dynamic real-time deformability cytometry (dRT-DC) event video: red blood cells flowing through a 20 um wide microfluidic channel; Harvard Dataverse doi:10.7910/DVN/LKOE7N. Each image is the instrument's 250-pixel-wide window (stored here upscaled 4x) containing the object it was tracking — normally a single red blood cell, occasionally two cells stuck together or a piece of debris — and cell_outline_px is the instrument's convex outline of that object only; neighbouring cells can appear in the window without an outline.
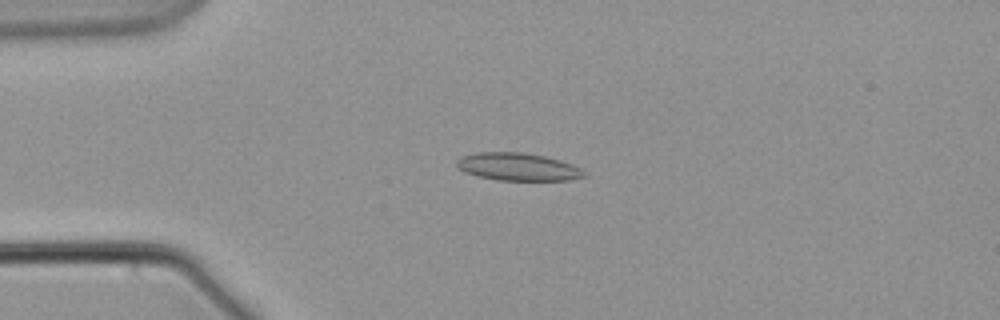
{"species": "common noctule bat (a hibernating species)", "species_latin": "Nyctalus noctula", "temperature_condition": "warm", "stored_images_in_passage": 57, "camera_frame_rate_fps": 3000, "um_per_image_px": 0.085, "animal": {"sex": "male", "body_mass_g": 21.5, "forearm_length_mm": 52.0}, "frame": {"image": 1, "passage_image": 14, "time_ms": 4.333, "image_size_px": [1000, 320], "cell_outline_px": [[588, 176], [568, 180], [496, 180], [476, 176], [464, 172], [456, 168], [456, 160], [460, 156], [476, 152], [524, 152], [544, 156], [560, 160], [572, 164], [588, 172]], "centroid_in_image_um": [44.0, 14.18], "position_along_channel_um": 41.0, "area_um2": 20.92}}
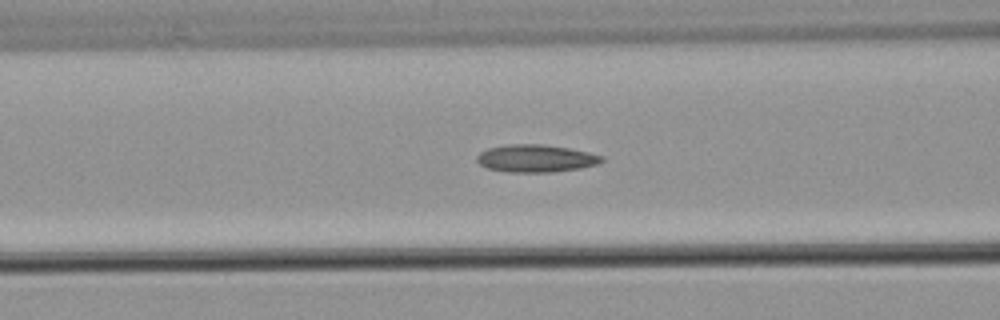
{"frame": {"image": 2, "passage_image": 23, "time_ms": 7.333, "image_size_px": [1000, 320], "cell_outline_px": [[604, 160], [600, 164], [580, 168], [552, 172], [508, 172], [488, 168], [480, 164], [476, 160], [476, 156], [480, 152], [488, 148], [508, 144], [544, 144], [568, 148], [588, 152], [604, 156]], "centroid_in_image_um": [45.56, 13.46], "position_along_channel_um": 121.0, "area_um2": 20.11}}
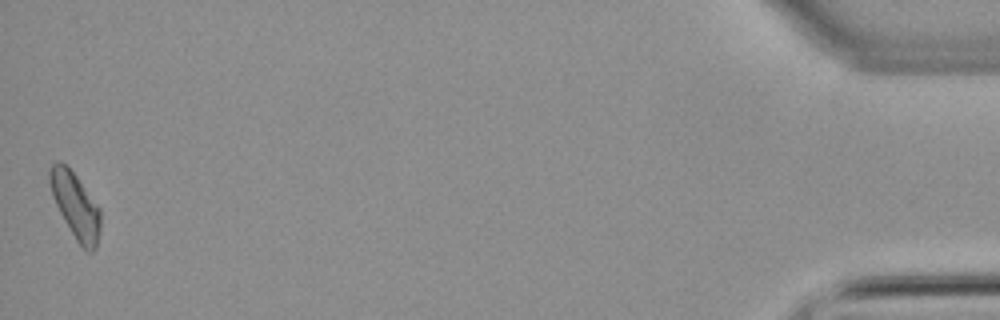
{"frame": {"image": 3, "passage_image": 57, "time_ms": 18.667, "image_size_px": [1000, 320], "cell_outline_px": [[100, 228], [96, 248], [92, 252], [88, 252], [76, 240], [64, 220], [52, 196], [48, 180], [48, 172], [52, 164], [56, 160], [60, 160], [76, 176], [100, 208]], "centroid_in_image_um": [6.4, 17.46], "position_along_channel_um": 428.8, "area_um2": 19.25}}